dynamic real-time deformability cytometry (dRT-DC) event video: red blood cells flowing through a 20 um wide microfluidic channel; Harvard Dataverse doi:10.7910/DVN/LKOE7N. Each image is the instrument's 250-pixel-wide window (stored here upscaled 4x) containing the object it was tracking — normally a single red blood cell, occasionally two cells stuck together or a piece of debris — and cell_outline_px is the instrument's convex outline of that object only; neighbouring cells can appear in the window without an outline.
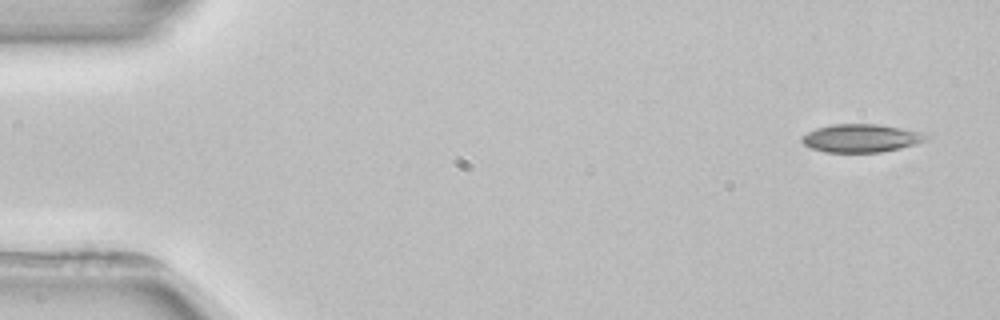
{"species": "common noctule bat (a hibernating species)", "species_latin": "Nyctalus noctula", "temperature_condition": "room temperature", "stored_images_in_passage": 4, "camera_frame_rate_fps": 3000, "um_per_image_px": 0.085, "animal": {"sex": "female", "body_mass_g": 22.7, "forearm_length_mm": 54.2}, "frame": {"image": 1, "passage_image": 1, "time_ms": 0.0, "image_size_px": [1000, 320], "cell_outline_px": [[932, 136], [928, 140], [916, 144], [900, 148], [880, 152], [824, 152], [812, 148], [804, 144], [800, 140], [800, 136], [816, 128], [832, 124], [880, 124], [928, 132]], "centroid_in_image_um": [73.27, 11.73], "position_along_channel_um": 11.7, "area_um2": 20.81}}
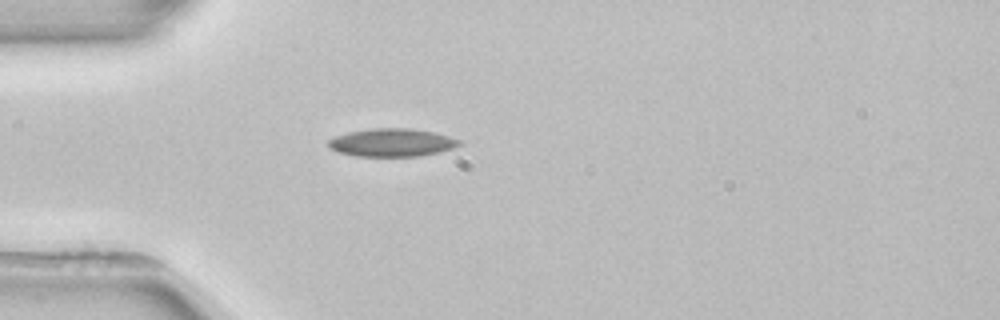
{"frame": {"image": 2, "passage_image": 4, "time_ms": 4.0, "image_size_px": [1000, 320], "cell_outline_px": [[460, 144], [452, 148], [420, 156], [356, 156], [336, 152], [328, 144], [328, 140], [336, 136], [348, 132], [372, 128], [408, 128], [432, 132], [448, 136], [460, 140]], "centroid_in_image_um": [33.27, 12.11], "position_along_channel_um": 51.7, "area_um2": 21.1}}